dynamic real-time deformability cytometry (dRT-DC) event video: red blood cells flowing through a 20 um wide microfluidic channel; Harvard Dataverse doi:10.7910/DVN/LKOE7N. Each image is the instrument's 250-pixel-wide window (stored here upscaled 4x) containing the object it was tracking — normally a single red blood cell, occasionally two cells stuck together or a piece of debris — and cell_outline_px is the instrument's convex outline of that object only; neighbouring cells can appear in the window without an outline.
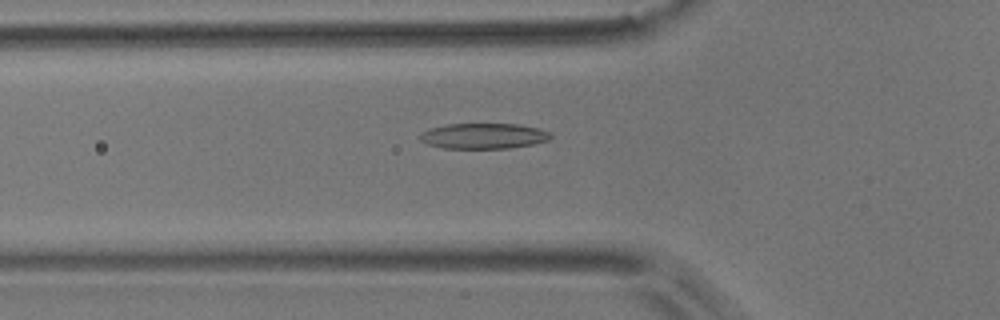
{"species": "common noctule bat (a hibernating species)", "species_latin": "Nyctalus noctula", "temperature_condition": "room temperature", "stored_images_in_passage": 54, "camera_frame_rate_fps": 3000, "um_per_image_px": 0.085, "animal": {"sex": "male", "body_mass_g": 17.9}, "frame": {"image": 1, "passage_image": 19, "time_ms": 6.0, "image_size_px": [1000, 320], "cell_outline_px": [[552, 136], [548, 140], [532, 144], [512, 148], [444, 148], [428, 144], [420, 140], [420, 132], [428, 128], [448, 124], [520, 124], [540, 128], [552, 132]], "centroid_in_image_um": [41.12, 11.55], "position_along_channel_um": 84.7, "area_um2": 19.59}}
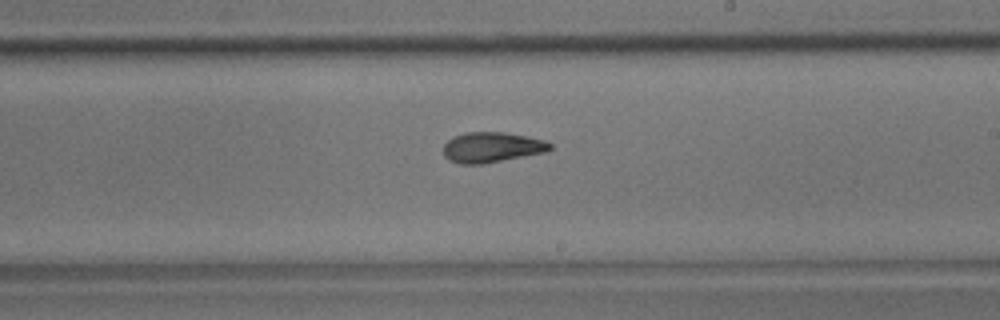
{"frame": {"image": 2, "passage_image": 32, "time_ms": 10.333, "image_size_px": [1000, 320], "cell_outline_px": [[552, 148], [548, 152], [480, 164], [460, 164], [448, 160], [444, 156], [444, 144], [452, 136], [464, 132], [504, 132], [528, 136], [544, 140], [552, 144]], "centroid_in_image_um": [41.8, 12.51], "position_along_channel_um": 247.2, "area_um2": 19.02}}
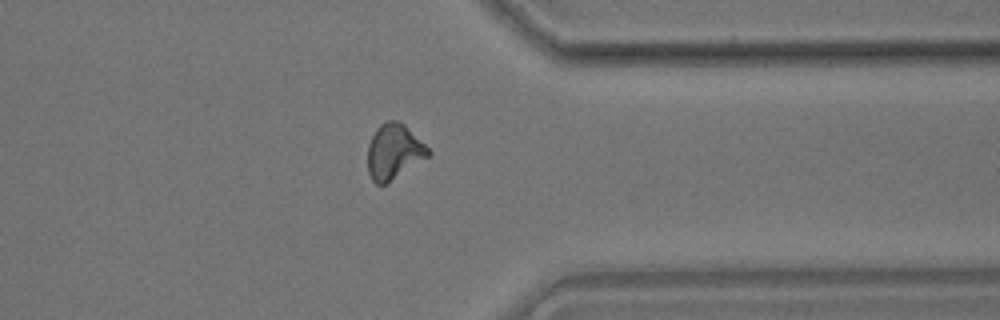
{"frame": {"image": 3, "passage_image": 43, "time_ms": 14.0, "image_size_px": [1000, 320], "cell_outline_px": [[432, 152], [428, 156], [384, 184], [376, 184], [372, 180], [368, 172], [368, 144], [376, 128], [380, 124], [388, 120], [396, 120], [404, 124]], "centroid_in_image_um": [33.45, 12.86], "position_along_channel_um": 378.0, "area_um2": 19.02}, "authors_computed_cell_mechanics": {"area_um2": 19.1029, "velocity_mm_per_s": 3.7369, "shape_relaxation_time_tau1_ms": 10.3614, "shape_relaxation_time_tau2_ms": 3.1149, "deformation_change_tau1": 0.2473, "deformation_change_tau2": 0.1085}}